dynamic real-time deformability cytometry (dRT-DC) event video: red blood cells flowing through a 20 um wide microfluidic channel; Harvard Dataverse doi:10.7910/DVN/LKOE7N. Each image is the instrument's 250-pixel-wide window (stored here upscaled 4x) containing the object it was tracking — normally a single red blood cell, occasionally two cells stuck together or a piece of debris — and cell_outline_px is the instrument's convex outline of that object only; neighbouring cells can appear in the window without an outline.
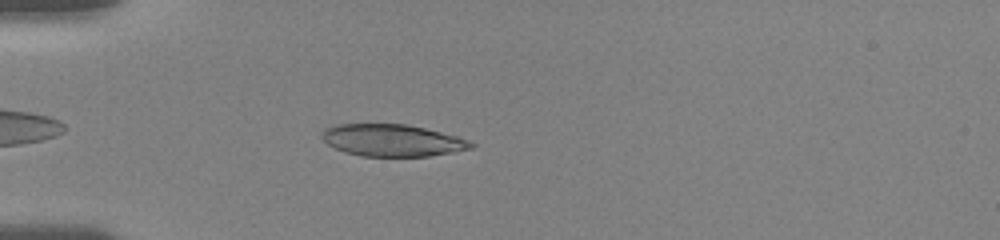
{"species": "human", "species_latin": "Homo sapiens", "temperature_condition": "room temperature", "stored_images_in_passage": 33, "camera_frame_rate_fps": 3000, "um_per_image_px": 0.085, "donor": {"sex": "female"}, "frame": {"image": 1, "passage_image": 4, "time_ms": 1.333, "image_size_px": [1000, 240], "cell_outline_px": [[476, 144], [472, 148], [456, 152], [428, 156], [360, 156], [344, 152], [328, 144], [320, 136], [324, 128], [336, 124], [404, 124], [424, 128], [456, 136], [468, 140]], "centroid_in_image_um": [33.33, 11.93], "position_along_channel_um": 51.7, "area_um2": 27.8}}
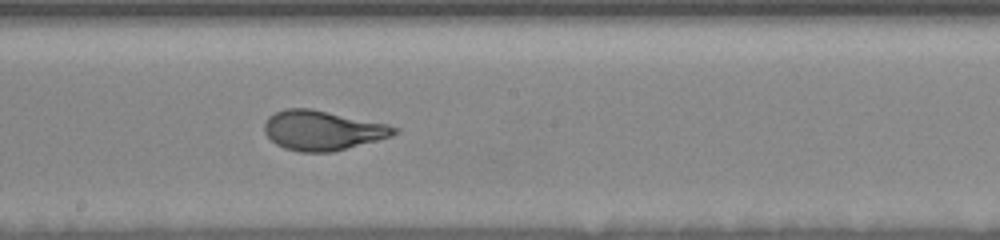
{"frame": {"image": 2, "passage_image": 15, "time_ms": 6.333, "image_size_px": [1000, 240], "cell_outline_px": [[400, 132], [392, 136], [332, 152], [300, 152], [284, 148], [276, 144], [264, 132], [264, 124], [268, 116], [284, 108], [308, 108], [388, 124], [400, 128]], "centroid_in_image_um": [27.41, 11.08], "position_along_channel_um": 220.8, "area_um2": 29.94}}
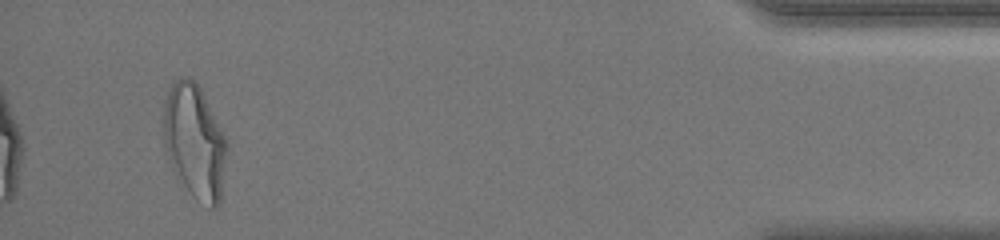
{"frame": {"image": 3, "passage_image": 32, "time_ms": 13.333, "image_size_px": [1000, 240], "cell_outline_px": [[228, 144], [220, 200], [216, 208], [208, 208], [196, 200], [176, 180], [164, 148], [164, 104], [168, 92], [172, 84], [180, 76], [188, 76], [196, 80]], "centroid_in_image_um": [16.52, 12.08], "position_along_channel_um": 418.7, "area_um2": 42.43}, "authors_computed_cell_mechanics": {"area_um2": 29.9982, "velocity_mm_per_s": 3.6912, "shape_relaxation_time_tau1_ms": 7.486, "shape_relaxation_time_tau2_ms": null, "deformation_change_tau1": 0.2056, "deformation_change_tau2": null}}